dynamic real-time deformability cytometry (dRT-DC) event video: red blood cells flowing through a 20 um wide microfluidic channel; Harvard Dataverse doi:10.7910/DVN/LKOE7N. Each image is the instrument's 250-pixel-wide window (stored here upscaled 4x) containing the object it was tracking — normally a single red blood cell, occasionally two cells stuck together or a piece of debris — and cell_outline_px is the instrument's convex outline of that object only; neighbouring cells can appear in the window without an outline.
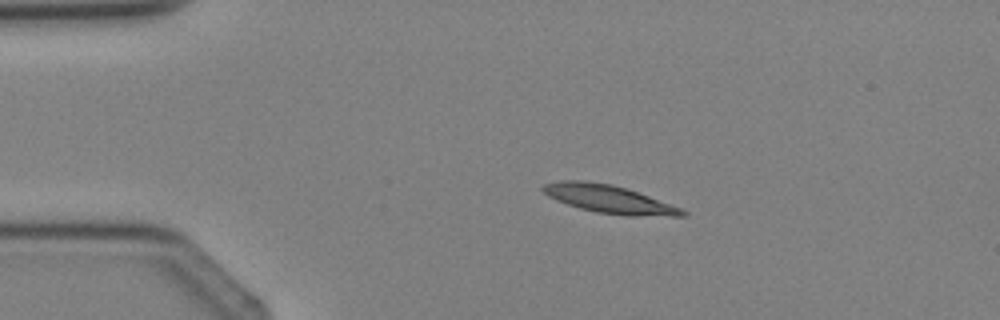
{"species": "Egyptian fruit bat (a non-hibernating species)", "species_latin": "Rousettus aegyptiacus", "temperature_condition": "cold", "stored_images_in_passage": 4, "camera_frame_rate_fps": 3000, "um_per_image_px": 0.085, "animal": {"sex": "female"}, "frame": {"image": 1, "passage_image": 2, "time_ms": 1.333, "image_size_px": [1000, 320], "cell_outline_px": [[688, 216], [628, 216], [596, 212], [580, 208], [556, 200], [548, 196], [540, 188], [544, 184], [560, 180], [584, 180], [612, 184], [628, 188], [680, 208], [688, 212]], "centroid_in_image_um": [51.76, 16.92], "position_along_channel_um": 33.2, "area_um2": 22.83}}